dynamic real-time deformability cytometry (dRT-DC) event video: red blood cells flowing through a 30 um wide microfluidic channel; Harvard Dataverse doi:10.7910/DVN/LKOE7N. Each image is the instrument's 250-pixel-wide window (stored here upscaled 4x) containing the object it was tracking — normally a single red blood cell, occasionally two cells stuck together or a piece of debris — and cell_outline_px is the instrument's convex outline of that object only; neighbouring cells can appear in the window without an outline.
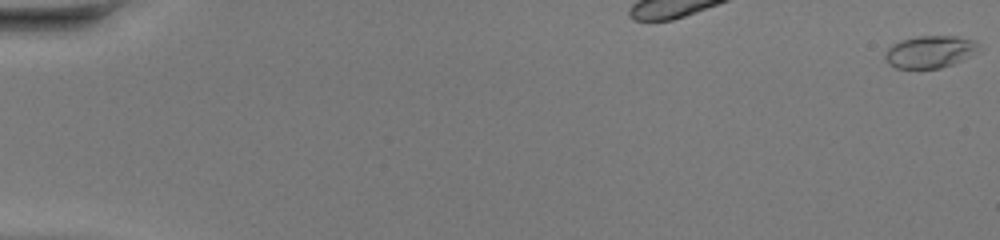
{"species": "common noctule bat (a hibernating species)", "species_latin": "Nyctalus noctula", "temperature_condition": "warm", "stored_images_in_passage": 39, "camera_frame_rate_fps": 3000, "um_per_image_px": 0.085, "animal": {"sex": "female", "body_mass_g": 20.0, "forearm_length_mm": 54.0}, "frame": {"image": 1, "passage_image": 1, "time_ms": 0.0, "image_size_px": [1000, 240], "cell_outline_px": [[980, 52], [952, 64], [940, 68], [896, 68], [888, 64], [884, 56], [888, 48], [892, 44], [900, 40], [920, 36], [956, 36], [976, 40]], "centroid_in_image_um": [79.06, 4.39], "position_along_channel_um": 5.9, "area_um2": 17.69}}
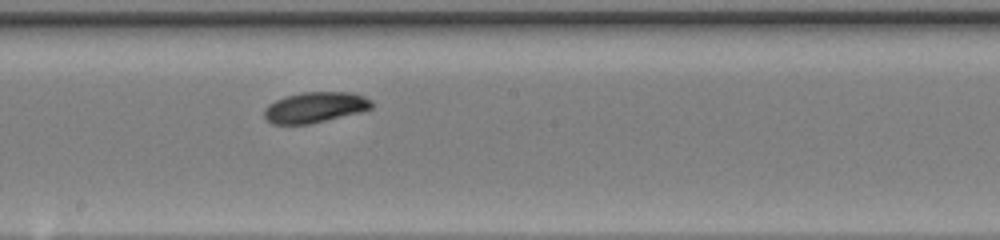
{"frame": {"image": 2, "passage_image": 21, "time_ms": 6.667, "image_size_px": [1000, 240], "cell_outline_px": [[372, 108], [360, 112], [308, 124], [272, 124], [264, 116], [264, 108], [268, 104], [284, 96], [300, 92], [352, 92], [364, 96], [372, 100]], "centroid_in_image_um": [26.77, 9.11], "position_along_channel_um": 221.4, "area_um2": 19.19}}
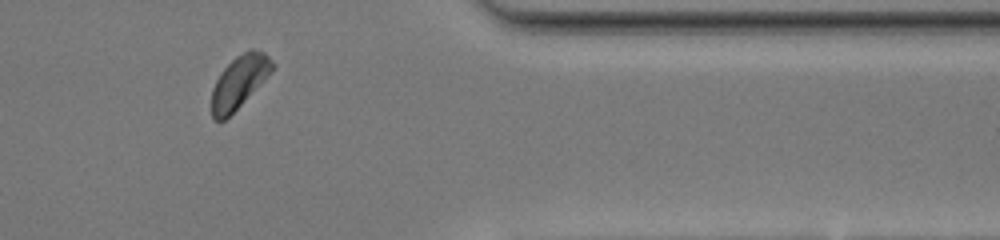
{"frame": {"image": 3, "passage_image": 34, "time_ms": 11.0, "image_size_px": [1000, 240], "cell_outline_px": [[276, 64], [272, 72], [224, 120], [212, 120], [212, 88], [220, 72], [236, 56], [252, 48], [264, 52]], "centroid_in_image_um": [20.34, 6.92], "position_along_channel_um": 391.1, "area_um2": 18.26}, "authors_computed_cell_mechanics": {"area_um2": 18.9584, "velocity_mm_per_s": 4.2757, "shape_relaxation_time_tau1_ms": 2.3719, "shape_relaxation_time_tau2_ms": null, "deformation_change_tau1": 0.0995, "deformation_change_tau2": null}}